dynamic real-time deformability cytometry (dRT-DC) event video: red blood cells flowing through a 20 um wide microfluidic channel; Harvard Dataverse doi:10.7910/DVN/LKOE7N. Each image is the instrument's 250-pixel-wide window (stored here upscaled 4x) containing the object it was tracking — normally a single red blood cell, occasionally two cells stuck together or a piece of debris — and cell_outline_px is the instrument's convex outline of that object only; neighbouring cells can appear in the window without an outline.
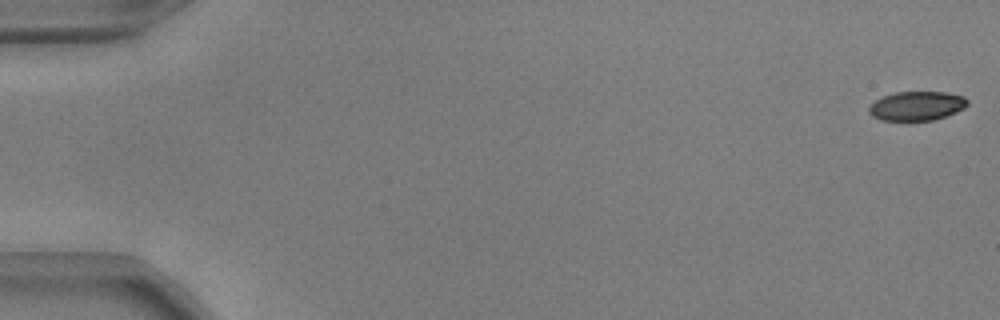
{"species": "common noctule bat (a hibernating species)", "species_latin": "Nyctalus noctula", "temperature_condition": "warm", "stored_images_in_passage": 53, "camera_frame_rate_fps": 3000, "um_per_image_px": 0.085, "animal": {"sex": "male", "body_mass_g": 17.9, "forearm_length_mm": 54.2}, "frame": {"image": 1, "passage_image": 1, "time_ms": 0.0, "image_size_px": [1000, 320], "cell_outline_px": [[968, 104], [964, 108], [956, 112], [932, 120], [880, 120], [872, 116], [868, 112], [868, 108], [876, 100], [884, 96], [896, 92], [944, 92], [964, 96], [968, 100]], "centroid_in_image_um": [77.93, 9.0], "position_along_channel_um": 7.1, "area_um2": 16.59}}
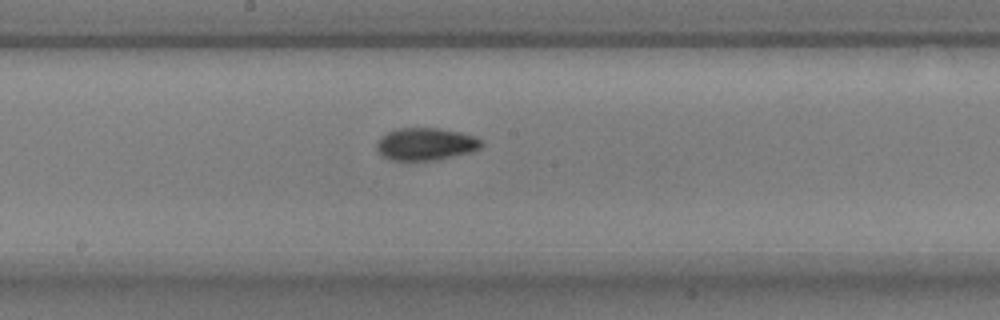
{"frame": {"image": 2, "passage_image": 29, "time_ms": 9.333, "image_size_px": [1000, 320], "cell_outline_px": [[484, 144], [480, 148], [472, 152], [436, 160], [392, 160], [380, 156], [376, 148], [376, 144], [380, 136], [396, 128], [440, 128], [460, 132], [476, 136], [484, 140]], "centroid_in_image_um": [36.2, 12.24], "position_along_channel_um": 212.0, "area_um2": 20.17}}
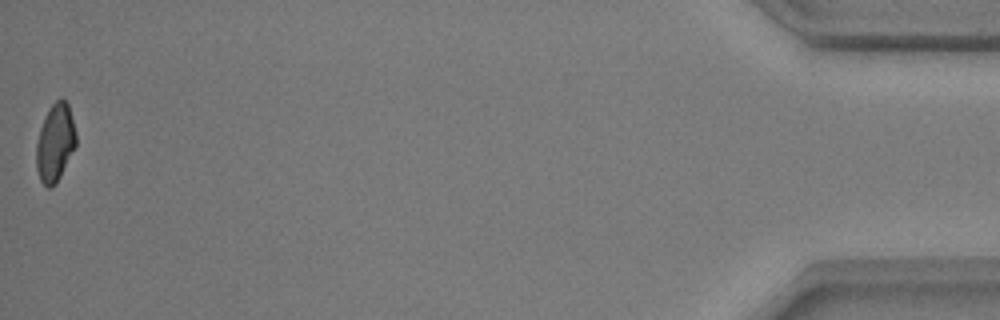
{"frame": {"image": 3, "passage_image": 53, "time_ms": 17.333, "image_size_px": [1000, 320], "cell_outline_px": [[76, 144], [56, 184], [52, 188], [48, 188], [40, 180], [36, 168], [36, 144], [40, 128], [44, 116], [52, 104], [60, 96], [68, 104], [76, 132]], "centroid_in_image_um": [4.67, 12.13], "position_along_channel_um": 430.5, "area_um2": 17.98}, "authors_computed_cell_mechanics": {"area_um2": 18.9584, "velocity_mm_per_s": 3.8537, "shape_relaxation_time_tau1_ms": 4.126, "shape_relaxation_time_tau2_ms": 4.7334, "deformation_change_tau1": 0.1228, "deformation_change_tau2": 0.0755}}